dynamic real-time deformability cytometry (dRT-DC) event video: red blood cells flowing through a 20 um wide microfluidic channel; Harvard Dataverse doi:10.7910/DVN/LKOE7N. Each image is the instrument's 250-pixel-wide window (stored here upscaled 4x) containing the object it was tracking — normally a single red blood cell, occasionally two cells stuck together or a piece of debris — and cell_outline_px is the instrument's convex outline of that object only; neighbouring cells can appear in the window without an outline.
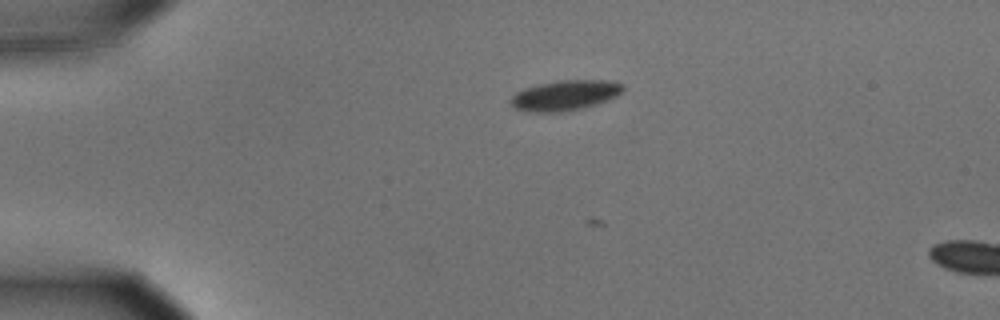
{"species": "common noctule bat (a hibernating species)", "species_latin": "Nyctalus noctula", "temperature_condition": "cold", "stored_images_in_passage": 8, "camera_frame_rate_fps": 3000, "um_per_image_px": 0.085, "animal": {"sex": "male", "body_mass_g": 15.6}, "frame": {"image": 1, "passage_image": 5, "time_ms": 1.333, "image_size_px": [1000, 320], "cell_outline_px": [[624, 88], [616, 96], [596, 104], [580, 108], [560, 112], [528, 112], [516, 108], [508, 104], [508, 100], [516, 92], [524, 88], [556, 80], [612, 80], [624, 84]], "centroid_in_image_um": [47.99, 8.09], "position_along_channel_um": 37.0, "area_um2": 19.83}}